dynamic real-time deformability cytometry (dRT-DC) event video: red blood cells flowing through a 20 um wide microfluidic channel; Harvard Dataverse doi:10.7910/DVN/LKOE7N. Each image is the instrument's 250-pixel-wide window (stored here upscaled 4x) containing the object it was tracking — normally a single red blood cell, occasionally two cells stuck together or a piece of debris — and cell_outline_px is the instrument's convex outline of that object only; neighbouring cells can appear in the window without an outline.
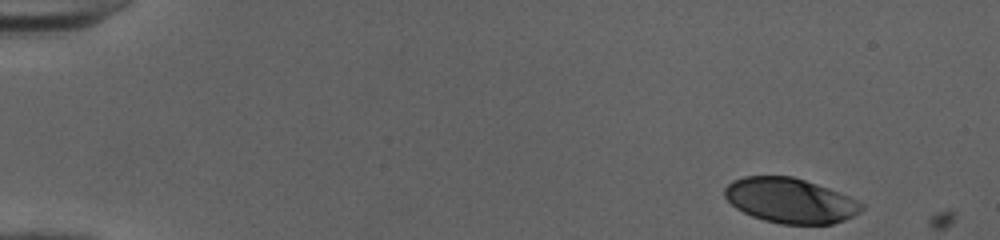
{"species": "human", "species_latin": "Homo sapiens", "temperature_condition": "cold", "stored_images_in_passage": 3, "camera_frame_rate_fps": 3000, "um_per_image_px": 0.085, "donor": {"sex": "female"}, "frame": {"image": 1, "passage_image": 1, "time_ms": 0.0, "image_size_px": [1000, 240], "cell_outline_px": [[864, 208], [860, 212], [844, 220], [832, 224], [780, 224], [764, 220], [752, 216], [736, 208], [724, 196], [724, 188], [732, 180], [744, 176], [792, 176], [828, 188], [848, 196], [864, 204]], "centroid_in_image_um": [67.15, 17.05], "position_along_channel_um": 17.8, "area_um2": 35.72}}